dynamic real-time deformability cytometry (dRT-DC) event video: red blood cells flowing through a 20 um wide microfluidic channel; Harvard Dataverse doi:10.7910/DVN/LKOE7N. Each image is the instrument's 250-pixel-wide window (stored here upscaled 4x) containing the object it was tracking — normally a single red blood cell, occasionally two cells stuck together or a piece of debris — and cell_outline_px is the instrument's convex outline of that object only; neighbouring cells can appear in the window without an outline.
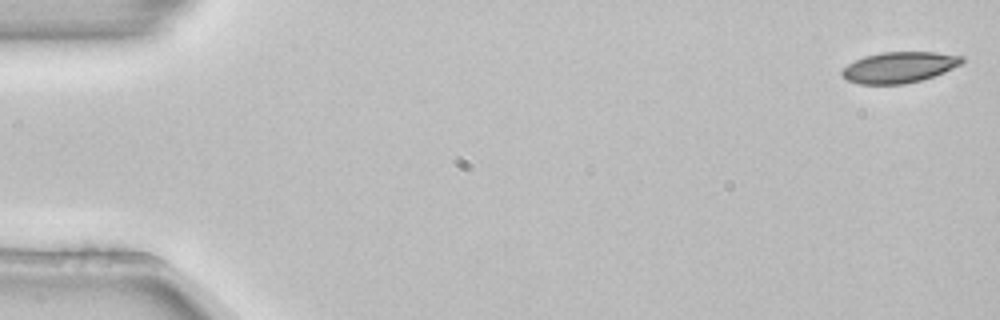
{"species": "common noctule bat (a hibernating species)", "species_latin": "Nyctalus noctula", "temperature_condition": "room temperature", "stored_images_in_passage": 5, "camera_frame_rate_fps": 3000, "um_per_image_px": 0.085, "animal": {"sex": "female", "body_mass_g": 22.7, "forearm_length_mm": 54.2}, "frame": {"image": 1, "passage_image": 1, "time_ms": 0.0, "image_size_px": [1000, 320], "cell_outline_px": [[964, 64], [944, 72], [920, 80], [904, 84], [860, 84], [848, 80], [840, 72], [848, 64], [864, 56], [880, 52], [936, 52], [964, 56]], "centroid_in_image_um": [76.47, 5.71], "position_along_channel_um": 8.5, "area_um2": 21.62}}
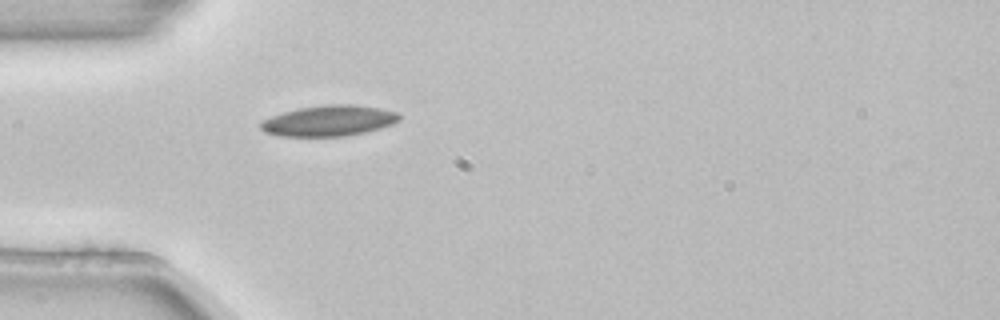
{"frame": {"image": 2, "passage_image": 5, "time_ms": 1.333, "image_size_px": [1000, 320], "cell_outline_px": [[400, 120], [392, 124], [380, 128], [364, 132], [344, 136], [280, 136], [264, 132], [260, 128], [260, 120], [284, 112], [300, 108], [328, 104], [352, 104], [380, 108], [396, 112], [400, 116]], "centroid_in_image_um": [27.94, 10.26], "position_along_channel_um": 57.1, "area_um2": 24.74}}